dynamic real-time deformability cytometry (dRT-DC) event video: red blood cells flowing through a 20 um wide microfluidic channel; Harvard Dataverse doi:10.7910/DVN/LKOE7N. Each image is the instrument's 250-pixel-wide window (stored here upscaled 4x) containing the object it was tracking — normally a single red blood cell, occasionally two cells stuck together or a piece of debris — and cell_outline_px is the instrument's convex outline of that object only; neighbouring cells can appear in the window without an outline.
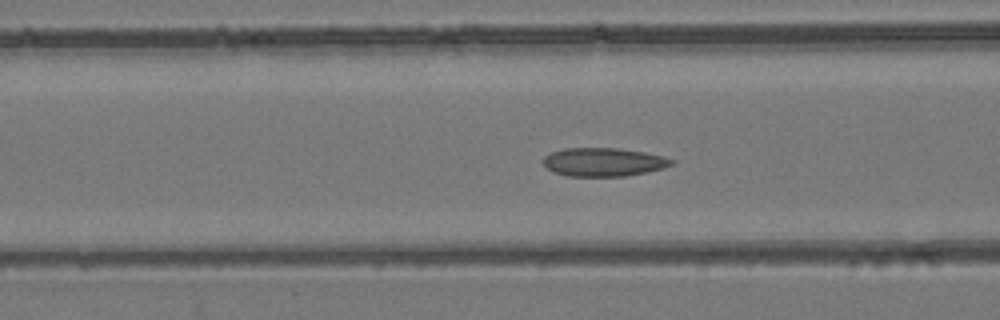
{"species": "common noctule bat (a hibernating species)", "species_latin": "Nyctalus noctula", "temperature_condition": "room temperature", "stored_images_in_passage": 55, "camera_frame_rate_fps": 3000, "um_per_image_px": 0.085, "animal": {"sex": "female", "body_mass_g": 24.6, "forearm_length_mm": 56.2}, "frame": {"image": 1, "passage_image": 22, "time_ms": 7.0, "image_size_px": [1000, 320], "cell_outline_px": [[676, 164], [664, 168], [624, 176], [568, 176], [552, 172], [544, 164], [544, 156], [552, 152], [564, 148], [616, 148], [644, 152], [664, 156], [676, 160]], "centroid_in_image_um": [51.34, 13.77], "position_along_channel_um": 115.3, "area_um2": 21.33}}
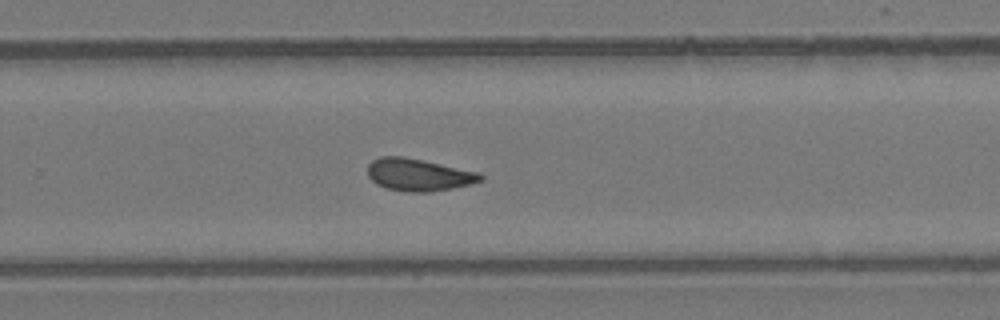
{"frame": {"image": 2, "passage_image": 36, "time_ms": 11.667, "image_size_px": [1000, 320], "cell_outline_px": [[484, 180], [472, 184], [452, 188], [428, 192], [408, 192], [384, 188], [376, 184], [368, 176], [368, 164], [372, 160], [380, 156], [400, 156], [480, 172], [484, 176]], "centroid_in_image_um": [35.58, 14.86], "position_along_channel_um": 294.2, "area_um2": 21.27}}
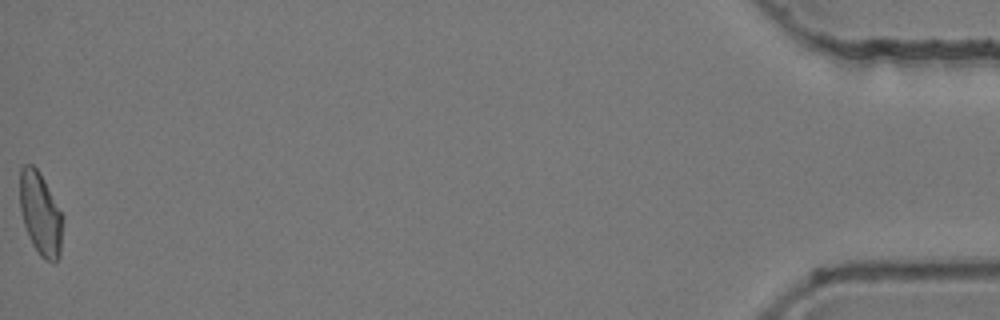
{"frame": {"image": 3, "passage_image": 55, "time_ms": 18.0, "image_size_px": [1000, 320], "cell_outline_px": [[64, 216], [60, 256], [56, 260], [44, 260], [40, 256], [32, 244], [24, 224], [20, 208], [20, 168], [24, 164], [32, 164], [40, 172]], "centroid_in_image_um": [3.45, 18.16], "position_along_channel_um": 431.7, "area_um2": 20.87}, "authors_computed_cell_mechanics": {"area_um2": 21.2126, "velocity_mm_per_s": 3.8332, "shape_relaxation_time_tau1_ms": null, "shape_relaxation_time_tau2_ms": 2.3272, "deformation_change_tau1": null, "deformation_change_tau2": 0.0908}}